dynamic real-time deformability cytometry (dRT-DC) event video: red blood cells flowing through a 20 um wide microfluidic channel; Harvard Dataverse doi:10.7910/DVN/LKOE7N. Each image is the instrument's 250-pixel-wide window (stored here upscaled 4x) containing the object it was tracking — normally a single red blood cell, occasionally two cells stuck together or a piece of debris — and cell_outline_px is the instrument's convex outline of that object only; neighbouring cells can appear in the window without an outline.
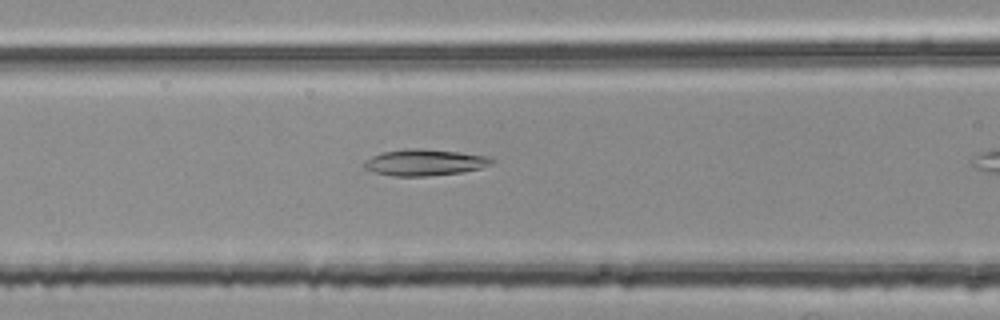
{"species": "common noctule bat (a hibernating species)", "species_latin": "Nyctalus noctula", "temperature_condition": "room temperature", "stored_images_in_passage": 9, "camera_frame_rate_fps": 3000, "um_per_image_px": 0.085, "animal": {"sex": "female", "body_mass_g": 25.1}, "frame": {"image": 1, "passage_image": 8, "time_ms": 2.333, "image_size_px": [1000, 320], "cell_outline_px": [[496, 160], [492, 164], [480, 168], [460, 172], [428, 176], [392, 176], [376, 172], [364, 168], [364, 160], [380, 152], [408, 148], [424, 148], [460, 152], [484, 156]], "centroid_in_image_um": [36.06, 13.79], "position_along_channel_um": 130.5, "area_um2": 19.59}}